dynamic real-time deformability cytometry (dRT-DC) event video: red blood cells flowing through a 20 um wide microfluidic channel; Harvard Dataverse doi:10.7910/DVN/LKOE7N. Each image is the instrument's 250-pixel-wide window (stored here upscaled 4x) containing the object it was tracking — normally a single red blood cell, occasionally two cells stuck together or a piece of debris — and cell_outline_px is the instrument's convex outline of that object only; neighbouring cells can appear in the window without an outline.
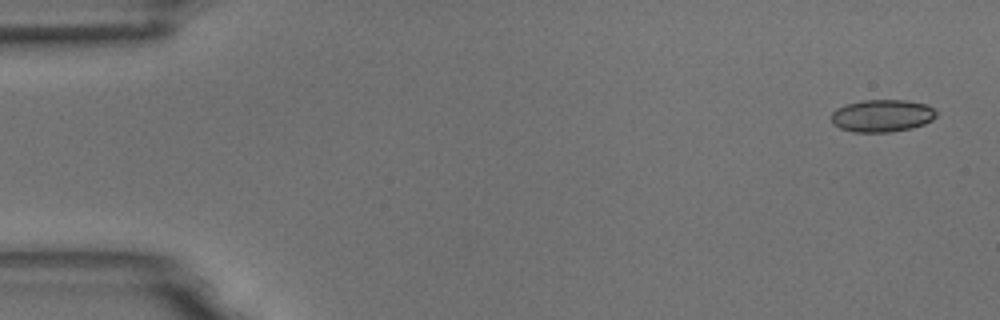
{"species": "common noctule bat (a hibernating species)", "species_latin": "Nyctalus noctula", "temperature_condition": "room temperature", "stored_images_in_passage": 5, "camera_frame_rate_fps": 3000, "um_per_image_px": 0.085, "animal": {"sex": "male", "body_mass_g": 18.8}, "frame": {"image": 1, "passage_image": 1, "time_ms": 0.0, "image_size_px": [1000, 320], "cell_outline_px": [[936, 116], [932, 120], [924, 124], [912, 128], [888, 132], [852, 132], [840, 128], [832, 124], [832, 112], [836, 108], [844, 104], [864, 100], [904, 100], [924, 104], [932, 108], [936, 112]], "centroid_in_image_um": [74.94, 9.84], "position_along_channel_um": 10.1, "area_um2": 19.83}}
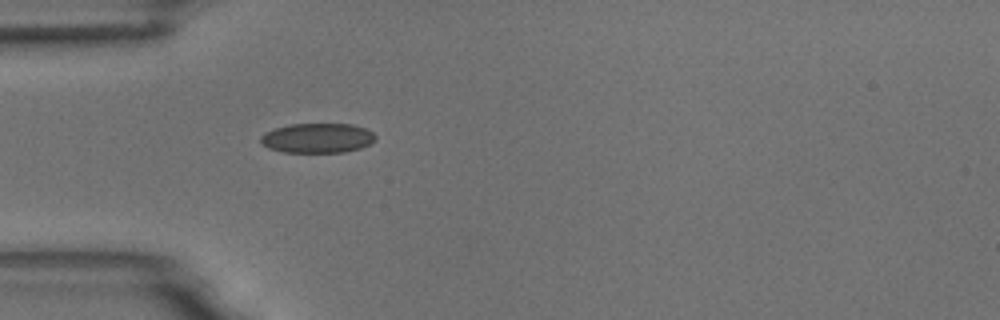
{"frame": {"image": 2, "passage_image": 5, "time_ms": 4.667, "image_size_px": [1000, 320], "cell_outline_px": [[376, 140], [360, 148], [344, 152], [284, 152], [268, 148], [260, 140], [260, 136], [264, 132], [288, 124], [352, 124], [364, 128], [372, 132], [376, 136]], "centroid_in_image_um": [26.97, 11.73], "position_along_channel_um": 58.0, "area_um2": 19.83}}